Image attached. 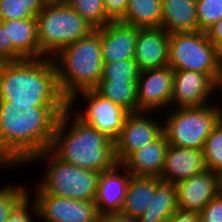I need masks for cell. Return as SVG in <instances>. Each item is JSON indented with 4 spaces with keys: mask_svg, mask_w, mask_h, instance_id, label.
I'll list each match as a JSON object with an SVG mask.
<instances>
[{
    "mask_svg": "<svg viewBox=\"0 0 222 222\" xmlns=\"http://www.w3.org/2000/svg\"><path fill=\"white\" fill-rule=\"evenodd\" d=\"M24 58L8 42L7 28L0 22V62L20 61Z\"/></svg>",
    "mask_w": 222,
    "mask_h": 222,
    "instance_id": "34",
    "label": "cell"
},
{
    "mask_svg": "<svg viewBox=\"0 0 222 222\" xmlns=\"http://www.w3.org/2000/svg\"><path fill=\"white\" fill-rule=\"evenodd\" d=\"M68 5L95 29L105 26L110 20L103 5V0H69Z\"/></svg>",
    "mask_w": 222,
    "mask_h": 222,
    "instance_id": "26",
    "label": "cell"
},
{
    "mask_svg": "<svg viewBox=\"0 0 222 222\" xmlns=\"http://www.w3.org/2000/svg\"><path fill=\"white\" fill-rule=\"evenodd\" d=\"M161 27L169 34L198 31L196 0H162Z\"/></svg>",
    "mask_w": 222,
    "mask_h": 222,
    "instance_id": "21",
    "label": "cell"
},
{
    "mask_svg": "<svg viewBox=\"0 0 222 222\" xmlns=\"http://www.w3.org/2000/svg\"><path fill=\"white\" fill-rule=\"evenodd\" d=\"M174 69L169 65L140 71L137 80L138 112H152L170 106L173 94ZM163 107V108H162Z\"/></svg>",
    "mask_w": 222,
    "mask_h": 222,
    "instance_id": "11",
    "label": "cell"
},
{
    "mask_svg": "<svg viewBox=\"0 0 222 222\" xmlns=\"http://www.w3.org/2000/svg\"><path fill=\"white\" fill-rule=\"evenodd\" d=\"M24 8L34 18L38 16L45 4L42 0H21Z\"/></svg>",
    "mask_w": 222,
    "mask_h": 222,
    "instance_id": "38",
    "label": "cell"
},
{
    "mask_svg": "<svg viewBox=\"0 0 222 222\" xmlns=\"http://www.w3.org/2000/svg\"><path fill=\"white\" fill-rule=\"evenodd\" d=\"M198 30L206 32L222 18V0H196Z\"/></svg>",
    "mask_w": 222,
    "mask_h": 222,
    "instance_id": "29",
    "label": "cell"
},
{
    "mask_svg": "<svg viewBox=\"0 0 222 222\" xmlns=\"http://www.w3.org/2000/svg\"><path fill=\"white\" fill-rule=\"evenodd\" d=\"M7 28L8 42L24 59L47 57L41 50L37 37L36 18L0 21Z\"/></svg>",
    "mask_w": 222,
    "mask_h": 222,
    "instance_id": "20",
    "label": "cell"
},
{
    "mask_svg": "<svg viewBox=\"0 0 222 222\" xmlns=\"http://www.w3.org/2000/svg\"><path fill=\"white\" fill-rule=\"evenodd\" d=\"M121 22L139 29L161 27L162 0H128Z\"/></svg>",
    "mask_w": 222,
    "mask_h": 222,
    "instance_id": "24",
    "label": "cell"
},
{
    "mask_svg": "<svg viewBox=\"0 0 222 222\" xmlns=\"http://www.w3.org/2000/svg\"><path fill=\"white\" fill-rule=\"evenodd\" d=\"M0 101L32 106H68L52 57L0 62Z\"/></svg>",
    "mask_w": 222,
    "mask_h": 222,
    "instance_id": "3",
    "label": "cell"
},
{
    "mask_svg": "<svg viewBox=\"0 0 222 222\" xmlns=\"http://www.w3.org/2000/svg\"><path fill=\"white\" fill-rule=\"evenodd\" d=\"M169 142L163 132L156 140L131 153L121 164L136 177H160Z\"/></svg>",
    "mask_w": 222,
    "mask_h": 222,
    "instance_id": "19",
    "label": "cell"
},
{
    "mask_svg": "<svg viewBox=\"0 0 222 222\" xmlns=\"http://www.w3.org/2000/svg\"><path fill=\"white\" fill-rule=\"evenodd\" d=\"M45 159V160H44ZM48 161L44 178L35 189L59 197L94 201L100 172L84 170L59 159L50 149L35 155L28 163Z\"/></svg>",
    "mask_w": 222,
    "mask_h": 222,
    "instance_id": "5",
    "label": "cell"
},
{
    "mask_svg": "<svg viewBox=\"0 0 222 222\" xmlns=\"http://www.w3.org/2000/svg\"><path fill=\"white\" fill-rule=\"evenodd\" d=\"M202 152L208 170L216 172L222 168V118L206 138Z\"/></svg>",
    "mask_w": 222,
    "mask_h": 222,
    "instance_id": "27",
    "label": "cell"
},
{
    "mask_svg": "<svg viewBox=\"0 0 222 222\" xmlns=\"http://www.w3.org/2000/svg\"><path fill=\"white\" fill-rule=\"evenodd\" d=\"M156 189V177L132 176L121 215L137 220L148 208Z\"/></svg>",
    "mask_w": 222,
    "mask_h": 222,
    "instance_id": "23",
    "label": "cell"
},
{
    "mask_svg": "<svg viewBox=\"0 0 222 222\" xmlns=\"http://www.w3.org/2000/svg\"><path fill=\"white\" fill-rule=\"evenodd\" d=\"M36 21L40 50L47 57H53L60 49L95 30L68 4L45 5Z\"/></svg>",
    "mask_w": 222,
    "mask_h": 222,
    "instance_id": "7",
    "label": "cell"
},
{
    "mask_svg": "<svg viewBox=\"0 0 222 222\" xmlns=\"http://www.w3.org/2000/svg\"><path fill=\"white\" fill-rule=\"evenodd\" d=\"M35 203L38 217L44 222H99L94 201L59 197L47 192H37Z\"/></svg>",
    "mask_w": 222,
    "mask_h": 222,
    "instance_id": "10",
    "label": "cell"
},
{
    "mask_svg": "<svg viewBox=\"0 0 222 222\" xmlns=\"http://www.w3.org/2000/svg\"><path fill=\"white\" fill-rule=\"evenodd\" d=\"M199 217L200 222H222V194L208 202Z\"/></svg>",
    "mask_w": 222,
    "mask_h": 222,
    "instance_id": "33",
    "label": "cell"
},
{
    "mask_svg": "<svg viewBox=\"0 0 222 222\" xmlns=\"http://www.w3.org/2000/svg\"><path fill=\"white\" fill-rule=\"evenodd\" d=\"M45 5H65L69 0H42Z\"/></svg>",
    "mask_w": 222,
    "mask_h": 222,
    "instance_id": "40",
    "label": "cell"
},
{
    "mask_svg": "<svg viewBox=\"0 0 222 222\" xmlns=\"http://www.w3.org/2000/svg\"><path fill=\"white\" fill-rule=\"evenodd\" d=\"M0 166L3 168V167H5L6 168V166H8V167H10L11 168V166H10V164L0 155Z\"/></svg>",
    "mask_w": 222,
    "mask_h": 222,
    "instance_id": "42",
    "label": "cell"
},
{
    "mask_svg": "<svg viewBox=\"0 0 222 222\" xmlns=\"http://www.w3.org/2000/svg\"><path fill=\"white\" fill-rule=\"evenodd\" d=\"M30 193L28 192L11 210L6 222H34L33 221V216L38 215V209L37 205L34 202L31 201L30 198ZM33 203L32 205L30 203ZM31 205V206H29ZM30 209V210H29ZM34 212L33 214L31 213L32 211ZM30 211V212H29Z\"/></svg>",
    "mask_w": 222,
    "mask_h": 222,
    "instance_id": "31",
    "label": "cell"
},
{
    "mask_svg": "<svg viewBox=\"0 0 222 222\" xmlns=\"http://www.w3.org/2000/svg\"><path fill=\"white\" fill-rule=\"evenodd\" d=\"M178 210L175 184L156 177V189L146 211L137 222H166Z\"/></svg>",
    "mask_w": 222,
    "mask_h": 222,
    "instance_id": "22",
    "label": "cell"
},
{
    "mask_svg": "<svg viewBox=\"0 0 222 222\" xmlns=\"http://www.w3.org/2000/svg\"><path fill=\"white\" fill-rule=\"evenodd\" d=\"M95 90L130 113L138 112L137 81L100 80Z\"/></svg>",
    "mask_w": 222,
    "mask_h": 222,
    "instance_id": "25",
    "label": "cell"
},
{
    "mask_svg": "<svg viewBox=\"0 0 222 222\" xmlns=\"http://www.w3.org/2000/svg\"><path fill=\"white\" fill-rule=\"evenodd\" d=\"M103 5L110 21H121L125 17L128 0H103Z\"/></svg>",
    "mask_w": 222,
    "mask_h": 222,
    "instance_id": "35",
    "label": "cell"
},
{
    "mask_svg": "<svg viewBox=\"0 0 222 222\" xmlns=\"http://www.w3.org/2000/svg\"><path fill=\"white\" fill-rule=\"evenodd\" d=\"M79 95L83 96L82 98L87 102V107L83 111H76V115L112 141H115L130 112L110 99L103 97L95 89L77 93L68 102L70 108H75L73 106H75L77 98H80Z\"/></svg>",
    "mask_w": 222,
    "mask_h": 222,
    "instance_id": "9",
    "label": "cell"
},
{
    "mask_svg": "<svg viewBox=\"0 0 222 222\" xmlns=\"http://www.w3.org/2000/svg\"><path fill=\"white\" fill-rule=\"evenodd\" d=\"M169 111L163 122V132L169 145L175 147L203 150L206 138L222 118V109L212 104L180 107L177 110L172 107Z\"/></svg>",
    "mask_w": 222,
    "mask_h": 222,
    "instance_id": "8",
    "label": "cell"
},
{
    "mask_svg": "<svg viewBox=\"0 0 222 222\" xmlns=\"http://www.w3.org/2000/svg\"><path fill=\"white\" fill-rule=\"evenodd\" d=\"M168 65L207 75L217 86L221 78L222 54L204 31L176 32L169 38Z\"/></svg>",
    "mask_w": 222,
    "mask_h": 222,
    "instance_id": "6",
    "label": "cell"
},
{
    "mask_svg": "<svg viewBox=\"0 0 222 222\" xmlns=\"http://www.w3.org/2000/svg\"><path fill=\"white\" fill-rule=\"evenodd\" d=\"M202 150L168 146L160 179L177 184L206 170Z\"/></svg>",
    "mask_w": 222,
    "mask_h": 222,
    "instance_id": "18",
    "label": "cell"
},
{
    "mask_svg": "<svg viewBox=\"0 0 222 222\" xmlns=\"http://www.w3.org/2000/svg\"><path fill=\"white\" fill-rule=\"evenodd\" d=\"M71 111L75 110L68 106L59 117L50 150L62 161L84 170L112 169L118 163L114 141Z\"/></svg>",
    "mask_w": 222,
    "mask_h": 222,
    "instance_id": "2",
    "label": "cell"
},
{
    "mask_svg": "<svg viewBox=\"0 0 222 222\" xmlns=\"http://www.w3.org/2000/svg\"><path fill=\"white\" fill-rule=\"evenodd\" d=\"M63 97L95 89L102 75L101 28L60 49L52 57Z\"/></svg>",
    "mask_w": 222,
    "mask_h": 222,
    "instance_id": "4",
    "label": "cell"
},
{
    "mask_svg": "<svg viewBox=\"0 0 222 222\" xmlns=\"http://www.w3.org/2000/svg\"><path fill=\"white\" fill-rule=\"evenodd\" d=\"M218 90L221 91L220 93H222V68H221V78H220V82L218 84Z\"/></svg>",
    "mask_w": 222,
    "mask_h": 222,
    "instance_id": "43",
    "label": "cell"
},
{
    "mask_svg": "<svg viewBox=\"0 0 222 222\" xmlns=\"http://www.w3.org/2000/svg\"><path fill=\"white\" fill-rule=\"evenodd\" d=\"M33 18L21 0H0V21Z\"/></svg>",
    "mask_w": 222,
    "mask_h": 222,
    "instance_id": "32",
    "label": "cell"
},
{
    "mask_svg": "<svg viewBox=\"0 0 222 222\" xmlns=\"http://www.w3.org/2000/svg\"><path fill=\"white\" fill-rule=\"evenodd\" d=\"M67 107L0 101V155L18 167L50 149L58 119Z\"/></svg>",
    "mask_w": 222,
    "mask_h": 222,
    "instance_id": "1",
    "label": "cell"
},
{
    "mask_svg": "<svg viewBox=\"0 0 222 222\" xmlns=\"http://www.w3.org/2000/svg\"><path fill=\"white\" fill-rule=\"evenodd\" d=\"M148 112L130 113L119 136L114 141L115 156L122 163L131 153L156 140L163 133V123L156 117L150 118ZM158 120V121H157Z\"/></svg>",
    "mask_w": 222,
    "mask_h": 222,
    "instance_id": "12",
    "label": "cell"
},
{
    "mask_svg": "<svg viewBox=\"0 0 222 222\" xmlns=\"http://www.w3.org/2000/svg\"><path fill=\"white\" fill-rule=\"evenodd\" d=\"M140 70L134 59L103 63L100 80L137 81Z\"/></svg>",
    "mask_w": 222,
    "mask_h": 222,
    "instance_id": "28",
    "label": "cell"
},
{
    "mask_svg": "<svg viewBox=\"0 0 222 222\" xmlns=\"http://www.w3.org/2000/svg\"><path fill=\"white\" fill-rule=\"evenodd\" d=\"M216 175H217L218 189L220 194H222V168L216 171Z\"/></svg>",
    "mask_w": 222,
    "mask_h": 222,
    "instance_id": "41",
    "label": "cell"
},
{
    "mask_svg": "<svg viewBox=\"0 0 222 222\" xmlns=\"http://www.w3.org/2000/svg\"><path fill=\"white\" fill-rule=\"evenodd\" d=\"M169 38L162 27L138 28L134 60L140 71L168 66Z\"/></svg>",
    "mask_w": 222,
    "mask_h": 222,
    "instance_id": "16",
    "label": "cell"
},
{
    "mask_svg": "<svg viewBox=\"0 0 222 222\" xmlns=\"http://www.w3.org/2000/svg\"><path fill=\"white\" fill-rule=\"evenodd\" d=\"M166 222H200L198 213L177 210Z\"/></svg>",
    "mask_w": 222,
    "mask_h": 222,
    "instance_id": "37",
    "label": "cell"
},
{
    "mask_svg": "<svg viewBox=\"0 0 222 222\" xmlns=\"http://www.w3.org/2000/svg\"><path fill=\"white\" fill-rule=\"evenodd\" d=\"M209 40L222 54V18L206 31Z\"/></svg>",
    "mask_w": 222,
    "mask_h": 222,
    "instance_id": "36",
    "label": "cell"
},
{
    "mask_svg": "<svg viewBox=\"0 0 222 222\" xmlns=\"http://www.w3.org/2000/svg\"><path fill=\"white\" fill-rule=\"evenodd\" d=\"M217 90L218 86L205 74L191 70H174L170 108L175 104L177 108L208 105L211 95Z\"/></svg>",
    "mask_w": 222,
    "mask_h": 222,
    "instance_id": "13",
    "label": "cell"
},
{
    "mask_svg": "<svg viewBox=\"0 0 222 222\" xmlns=\"http://www.w3.org/2000/svg\"><path fill=\"white\" fill-rule=\"evenodd\" d=\"M178 210L200 213L213 198L220 194L216 172L204 170L175 184Z\"/></svg>",
    "mask_w": 222,
    "mask_h": 222,
    "instance_id": "14",
    "label": "cell"
},
{
    "mask_svg": "<svg viewBox=\"0 0 222 222\" xmlns=\"http://www.w3.org/2000/svg\"><path fill=\"white\" fill-rule=\"evenodd\" d=\"M99 222H137L129 217L123 216L120 213L104 214L99 217Z\"/></svg>",
    "mask_w": 222,
    "mask_h": 222,
    "instance_id": "39",
    "label": "cell"
},
{
    "mask_svg": "<svg viewBox=\"0 0 222 222\" xmlns=\"http://www.w3.org/2000/svg\"><path fill=\"white\" fill-rule=\"evenodd\" d=\"M26 188L10 184L0 189V222H6L13 207L29 192Z\"/></svg>",
    "mask_w": 222,
    "mask_h": 222,
    "instance_id": "30",
    "label": "cell"
},
{
    "mask_svg": "<svg viewBox=\"0 0 222 222\" xmlns=\"http://www.w3.org/2000/svg\"><path fill=\"white\" fill-rule=\"evenodd\" d=\"M138 28L121 21H110L101 27L103 63L134 59Z\"/></svg>",
    "mask_w": 222,
    "mask_h": 222,
    "instance_id": "17",
    "label": "cell"
},
{
    "mask_svg": "<svg viewBox=\"0 0 222 222\" xmlns=\"http://www.w3.org/2000/svg\"><path fill=\"white\" fill-rule=\"evenodd\" d=\"M121 168L124 172L119 171ZM131 177L132 175L121 163H117L112 169L100 172L94 200L100 216L121 212Z\"/></svg>",
    "mask_w": 222,
    "mask_h": 222,
    "instance_id": "15",
    "label": "cell"
}]
</instances>
